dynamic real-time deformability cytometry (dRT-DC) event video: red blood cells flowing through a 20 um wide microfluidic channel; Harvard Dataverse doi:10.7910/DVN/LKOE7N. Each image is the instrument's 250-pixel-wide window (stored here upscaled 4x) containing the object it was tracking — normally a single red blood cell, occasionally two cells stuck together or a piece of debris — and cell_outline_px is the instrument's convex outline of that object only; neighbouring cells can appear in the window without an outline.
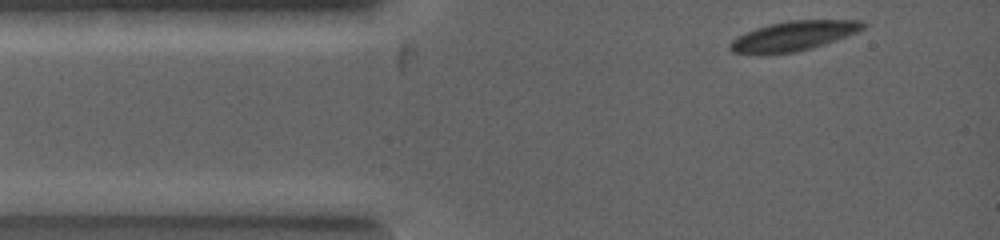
{"species": "common noctule bat (a hibernating species)", "species_latin": "Nyctalus noctula", "temperature_condition": "warm", "stored_images_in_passage": 2, "camera_frame_rate_fps": 5000, "um_per_image_px": 0.085, "animal": {"sex": "female", "body_mass_g": 19.0, "forearm_length_mm": 53.3}, "frame": {"image": 1, "passage_image": 1, "time_ms": 0.0, "image_size_px": [1000, 240], "cell_outline_px": [[864, 28], [856, 32], [808, 48], [792, 52], [732, 52], [728, 48], [728, 44], [732, 40], [756, 28], [768, 24], [788, 20], [860, 20], [864, 24]], "centroid_in_image_um": [67.43, 3.01], "position_along_channel_um": 17.6, "area_um2": 21.79}}